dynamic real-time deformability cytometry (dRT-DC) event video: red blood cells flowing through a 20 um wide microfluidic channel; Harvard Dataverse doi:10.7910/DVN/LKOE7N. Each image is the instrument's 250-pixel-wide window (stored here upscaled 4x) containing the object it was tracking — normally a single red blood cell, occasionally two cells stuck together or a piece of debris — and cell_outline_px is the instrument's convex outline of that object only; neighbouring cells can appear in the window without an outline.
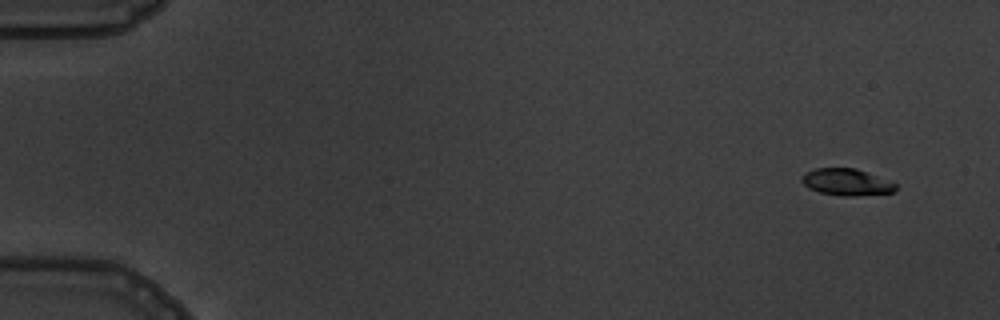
{"species": "common noctule bat (a hibernating species)", "species_latin": "Nyctalus noctula", "temperature_condition": "warm", "stored_images_in_passage": 4, "camera_frame_rate_fps": 3000, "um_per_image_px": 0.085, "animal": {"sex": "male", "body_mass_g": 19.5, "forearm_length_mm": 54.6}, "frame": {"image": 1, "passage_image": 1, "time_ms": 0.0, "image_size_px": [1000, 320], "cell_outline_px": [[896, 188], [892, 192], [852, 196], [844, 196], [820, 192], [808, 188], [800, 180], [800, 176], [804, 172], [816, 168], [856, 168], [896, 184]], "centroid_in_image_um": [71.87, 15.47], "position_along_channel_um": 13.1, "area_um2": 14.45}}
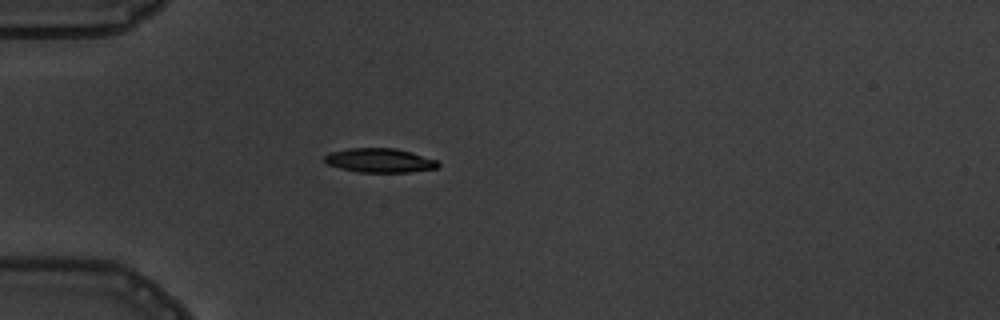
{"frame": {"image": 2, "passage_image": 4, "time_ms": 4.333, "image_size_px": [1000, 320], "cell_outline_px": [[440, 164], [436, 168], [408, 172], [360, 172], [340, 168], [328, 164], [324, 160], [324, 156], [328, 152], [348, 148], [396, 148], [412, 152], [436, 160]], "centroid_in_image_um": [32.25, 13.62], "position_along_channel_um": 52.8, "area_um2": 15.95}}